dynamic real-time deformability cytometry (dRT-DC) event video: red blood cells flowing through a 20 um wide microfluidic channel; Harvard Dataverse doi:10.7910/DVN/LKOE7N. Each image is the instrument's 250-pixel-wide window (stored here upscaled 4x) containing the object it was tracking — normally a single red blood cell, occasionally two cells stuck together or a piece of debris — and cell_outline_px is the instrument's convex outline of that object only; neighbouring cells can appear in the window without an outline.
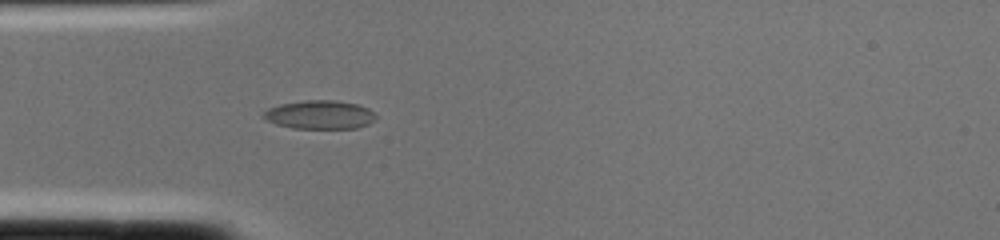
{"species": "common noctule bat (a hibernating species)", "species_latin": "Nyctalus noctula", "temperature_condition": "cold", "stored_images_in_passage": 3, "camera_frame_rate_fps": 3000, "um_per_image_px": 0.085, "animal": {"sex": "female", "body_mass_g": 22.0, "forearm_length_mm": 56.7}, "frame": {"image": 1, "passage_image": 2, "time_ms": 0.333, "image_size_px": [1000, 240], "cell_outline_px": [[376, 120], [368, 124], [356, 128], [292, 128], [276, 124], [260, 116], [268, 108], [280, 104], [304, 100], [336, 100], [356, 104], [368, 108], [376, 112]], "centroid_in_image_um": [27.2, 9.74], "position_along_channel_um": 57.8, "area_um2": 18.84}}